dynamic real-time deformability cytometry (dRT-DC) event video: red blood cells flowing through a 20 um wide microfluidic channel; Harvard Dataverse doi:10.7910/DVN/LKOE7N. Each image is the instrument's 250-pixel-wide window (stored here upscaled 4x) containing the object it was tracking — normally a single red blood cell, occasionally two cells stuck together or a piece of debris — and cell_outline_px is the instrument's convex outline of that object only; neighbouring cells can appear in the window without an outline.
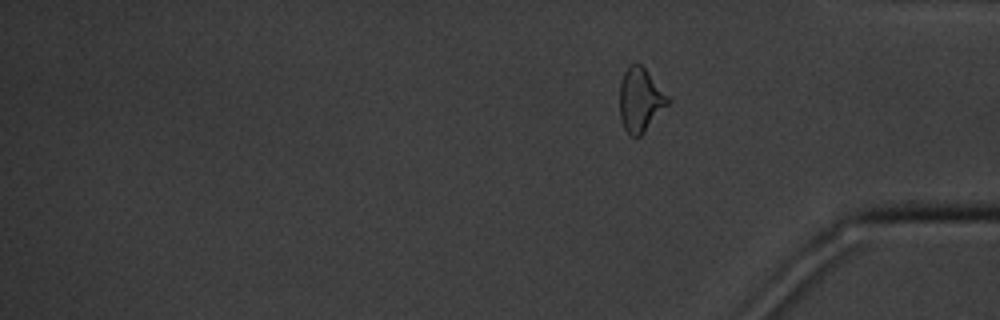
{"species": "common noctule bat (a hibernating species)", "species_latin": "Nyctalus noctula", "temperature_condition": "cold", "stored_images_in_passage": 18, "segment_of_instrument_passage": [2, 2], "camera_frame_rate_fps": 3000, "um_per_image_px": 0.085, "animal": {"sex": "male", "body_mass_g": 20.1, "forearm_length_mm": 53.5}, "frame": {"image": 1, "passage_image": 18, "time_ms": 19.667, "image_size_px": [1000, 320], "cell_outline_px": [[672, 100], [644, 132], [640, 136], [632, 136], [624, 128], [620, 116], [620, 84], [624, 72], [628, 64], [640, 64], [648, 72]], "centroid_in_image_um": [54.43, 8.48], "position_along_channel_um": 380.8, "area_um2": 17.74}}